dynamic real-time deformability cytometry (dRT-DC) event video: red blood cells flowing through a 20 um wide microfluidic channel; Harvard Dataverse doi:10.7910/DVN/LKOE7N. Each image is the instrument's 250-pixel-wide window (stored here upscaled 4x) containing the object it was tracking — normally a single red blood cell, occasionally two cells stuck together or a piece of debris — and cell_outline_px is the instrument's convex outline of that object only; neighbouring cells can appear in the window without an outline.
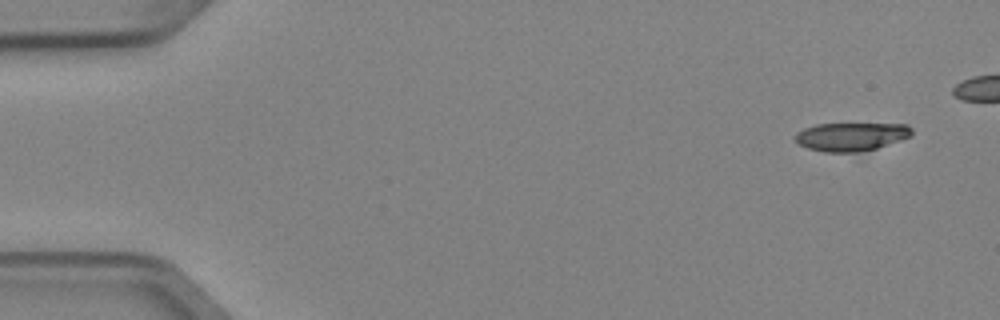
{"species": "Egyptian fruit bat (a non-hibernating species)", "species_latin": "Rousettus aegyptiacus", "temperature_condition": "cold", "stored_images_in_passage": 7, "camera_frame_rate_fps": 3000, "um_per_image_px": 0.085, "animal": {"sex": "female"}, "frame": {"image": 1, "passage_image": 1, "time_ms": 0.0, "image_size_px": [1000, 320], "cell_outline_px": [[912, 136], [876, 148], [860, 152], [824, 152], [808, 148], [800, 144], [792, 136], [796, 132], [804, 128], [816, 124], [908, 124], [912, 128]], "centroid_in_image_um": [72.34, 11.61], "position_along_channel_um": 12.7, "area_um2": 19.31}}